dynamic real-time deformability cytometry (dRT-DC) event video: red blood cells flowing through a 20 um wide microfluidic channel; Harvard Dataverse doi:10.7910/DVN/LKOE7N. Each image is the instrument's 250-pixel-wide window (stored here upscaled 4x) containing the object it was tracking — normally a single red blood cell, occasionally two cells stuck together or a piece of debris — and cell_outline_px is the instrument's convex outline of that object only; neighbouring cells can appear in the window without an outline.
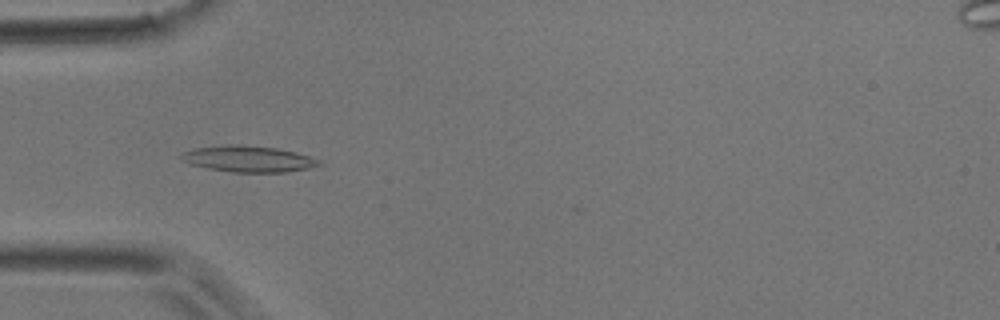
{"species": "common noctule bat (a hibernating species)", "species_latin": "Nyctalus noctula", "temperature_condition": "room temperature", "stored_images_in_passage": 45, "camera_frame_rate_fps": 3000, "um_per_image_px": 0.085, "animal": {"sex": "male", "body_mass_g": 17.9}, "frame": {"image": 1, "passage_image": 13, "time_ms": 4.0, "image_size_px": [1000, 320], "cell_outline_px": [[324, 164], [308, 168], [288, 172], [232, 172], [208, 168], [192, 164], [180, 160], [180, 156], [184, 152], [196, 148], [232, 144], [236, 144], [276, 148], [296, 152], [320, 160]], "centroid_in_image_um": [21.14, 13.51], "position_along_channel_um": 63.9, "area_um2": 20.87}}
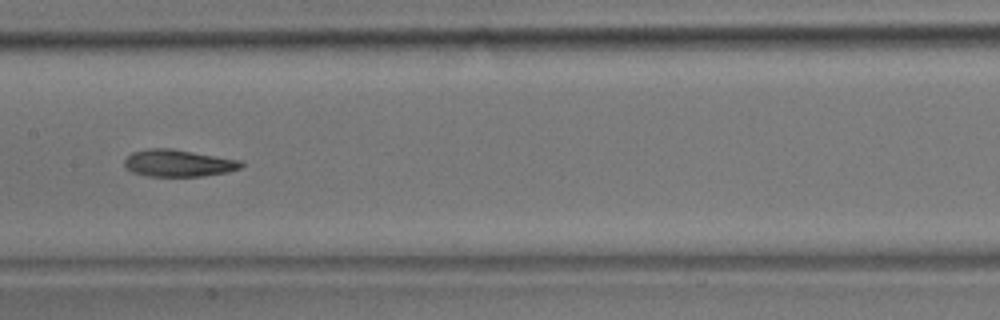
{"frame": {"image": 2, "passage_image": 22, "time_ms": 7.0, "image_size_px": [1000, 320], "cell_outline_px": [[244, 164], [240, 168], [228, 172], [204, 176], [148, 176], [132, 172], [124, 164], [124, 160], [132, 152], [148, 148], [172, 148], [240, 160]], "centroid_in_image_um": [15.16, 13.86], "position_along_channel_um": 192.2, "area_um2": 18.38}}
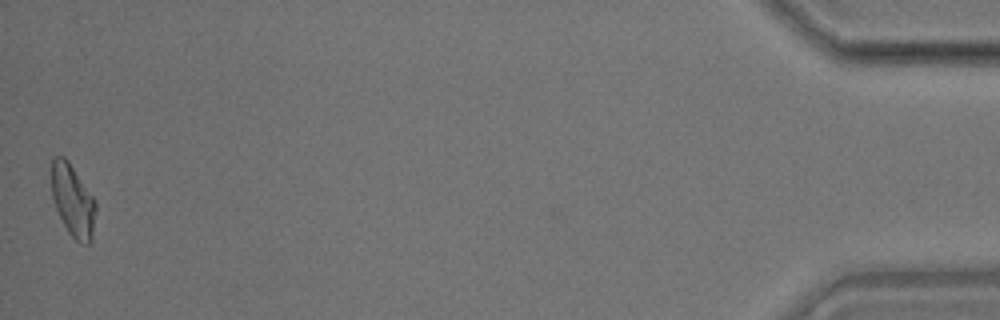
{"frame": {"image": 3, "passage_image": 45, "time_ms": 14.667, "image_size_px": [1000, 320], "cell_outline_px": [[96, 212], [92, 240], [88, 244], [84, 244], [76, 240], [68, 232], [56, 208], [52, 196], [52, 160], [56, 156], [64, 156], [68, 160], [96, 200]], "centroid_in_image_um": [6.22, 17.05], "position_along_channel_um": 429.0, "area_um2": 18.55}}